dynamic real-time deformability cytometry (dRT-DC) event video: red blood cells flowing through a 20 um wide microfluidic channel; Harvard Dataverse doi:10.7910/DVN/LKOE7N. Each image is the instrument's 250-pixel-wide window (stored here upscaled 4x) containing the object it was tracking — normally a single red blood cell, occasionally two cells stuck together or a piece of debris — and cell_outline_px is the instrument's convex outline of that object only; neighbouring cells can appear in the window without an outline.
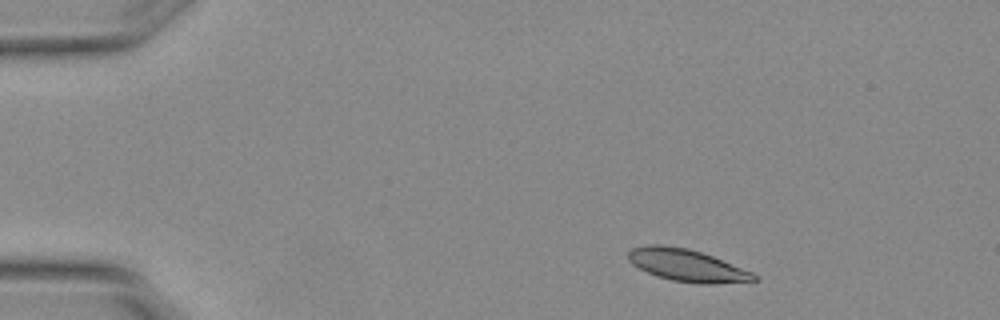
{"species": "Egyptian fruit bat (a non-hibernating species)", "species_latin": "Rousettus aegyptiacus", "temperature_condition": "warm", "stored_images_in_passage": 3, "camera_frame_rate_fps": 3000, "um_per_image_px": 0.085, "animal": {"sex": "female"}, "frame": {"image": 1, "passage_image": 1, "time_ms": 0.0, "image_size_px": [1000, 320], "cell_outline_px": [[756, 280], [716, 284], [700, 284], [672, 280], [648, 272], [632, 264], [628, 260], [628, 252], [632, 248], [648, 244], [660, 244], [688, 248], [712, 256], [752, 272], [756, 276]], "centroid_in_image_um": [58.36, 22.54], "position_along_channel_um": 26.6, "area_um2": 23.29}}